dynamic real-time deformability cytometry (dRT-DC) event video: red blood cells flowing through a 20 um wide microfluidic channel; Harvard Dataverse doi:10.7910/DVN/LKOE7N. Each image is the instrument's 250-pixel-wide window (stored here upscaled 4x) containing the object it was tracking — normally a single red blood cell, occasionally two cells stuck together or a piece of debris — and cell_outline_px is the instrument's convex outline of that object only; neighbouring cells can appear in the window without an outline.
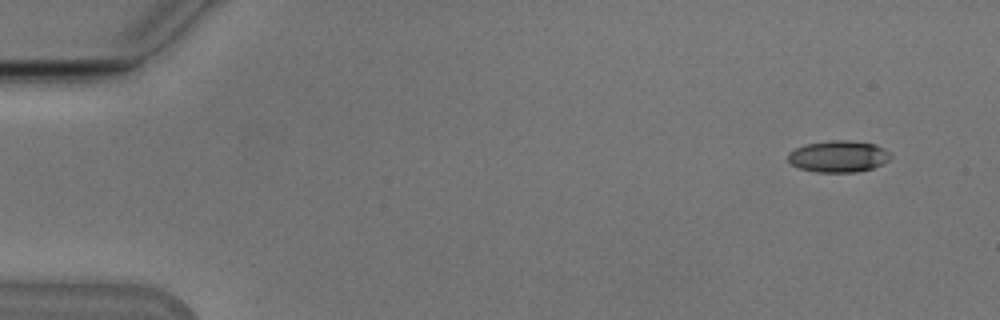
{"species": "Egyptian fruit bat (a non-hibernating species)", "species_latin": "Rousettus aegyptiacus", "temperature_condition": "cold", "stored_images_in_passage": 12, "camera_frame_rate_fps": 3000, "um_per_image_px": 0.085, "animal": {"sex": "male"}, "frame": {"image": 1, "passage_image": 1, "time_ms": 0.0, "image_size_px": [1000, 320], "cell_outline_px": [[892, 156], [888, 160], [872, 168], [856, 172], [816, 172], [800, 168], [792, 164], [788, 160], [788, 152], [804, 144], [832, 140], [848, 140], [876, 144], [884, 148]], "centroid_in_image_um": [71.25, 13.28], "position_along_channel_um": 13.7, "area_um2": 18.84}}
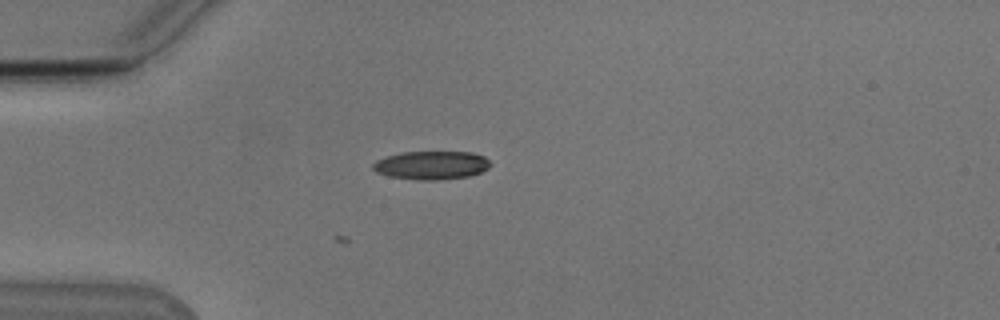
{"frame": {"image": 2, "passage_image": 12, "time_ms": 3.667, "image_size_px": [1000, 320], "cell_outline_px": [[492, 164], [488, 168], [480, 172], [468, 176], [436, 180], [420, 180], [388, 176], [376, 172], [372, 168], [372, 164], [376, 160], [388, 156], [404, 152], [472, 152], [484, 156]], "centroid_in_image_um": [36.67, 14.04], "position_along_channel_um": 48.3, "area_um2": 19.36}}